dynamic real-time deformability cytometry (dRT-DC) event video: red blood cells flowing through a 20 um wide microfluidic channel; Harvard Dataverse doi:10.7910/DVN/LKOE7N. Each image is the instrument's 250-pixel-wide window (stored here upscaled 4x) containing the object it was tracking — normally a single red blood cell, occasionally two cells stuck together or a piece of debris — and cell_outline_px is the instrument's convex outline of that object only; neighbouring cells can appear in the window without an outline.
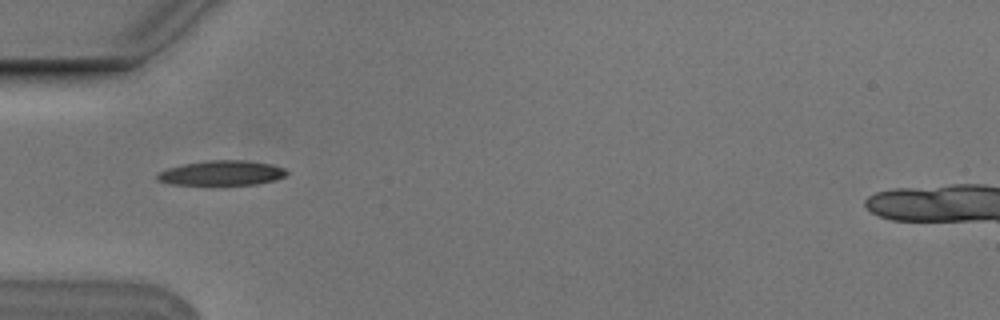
{"species": "Egyptian fruit bat (a non-hibernating species)", "species_latin": "Rousettus aegyptiacus", "temperature_condition": "cold", "stored_images_in_passage": 7, "camera_frame_rate_fps": 3000, "um_per_image_px": 0.085, "animal": {"sex": "male"}, "frame": {"image": 1, "passage_image": 4, "time_ms": 1.0, "image_size_px": [1000, 320], "cell_outline_px": [[288, 172], [284, 176], [276, 180], [256, 184], [168, 184], [156, 180], [156, 172], [168, 168], [184, 164], [208, 160], [244, 160], [272, 164], [284, 168]], "centroid_in_image_um": [18.82, 14.7], "position_along_channel_um": 66.2, "area_um2": 18.67}}
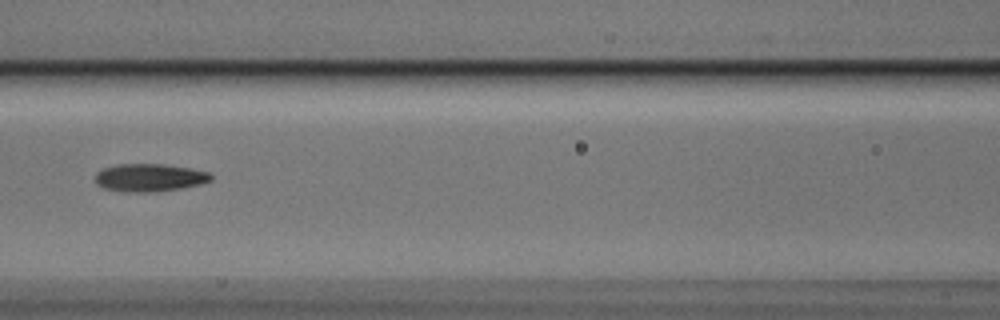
{"frame": {"image": 2, "passage_image": 6, "time_ms": 1.667, "image_size_px": [1000, 320], "cell_outline_px": [[212, 180], [200, 184], [180, 188], [152, 192], [128, 192], [104, 188], [96, 184], [96, 172], [104, 168], [116, 164], [164, 164], [192, 168], [208, 172], [212, 176]], "centroid_in_image_um": [12.71, 15.09], "position_along_channel_um": 153.9, "area_um2": 18.73}}
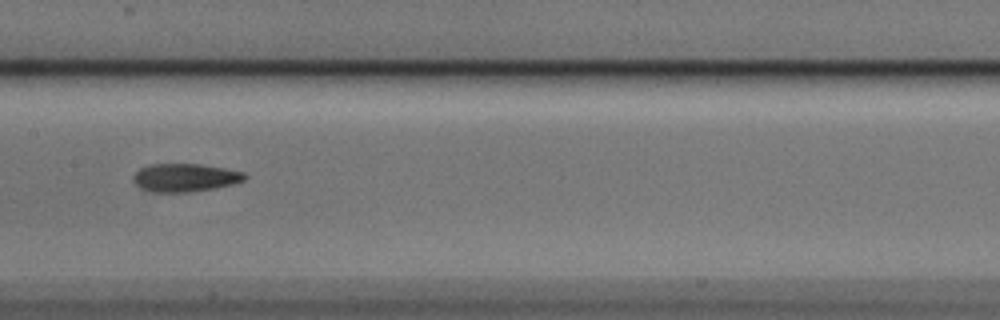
{"frame": {"image": 3, "passage_image": 7, "time_ms": 2.0, "image_size_px": [1000, 320], "cell_outline_px": [[248, 176], [244, 180], [232, 184], [212, 188], [188, 192], [152, 192], [140, 188], [132, 180], [132, 176], [140, 168], [152, 164], [200, 164], [224, 168], [244, 172]], "centroid_in_image_um": [15.7, 15.09], "position_along_channel_um": 191.7, "area_um2": 18.21}}